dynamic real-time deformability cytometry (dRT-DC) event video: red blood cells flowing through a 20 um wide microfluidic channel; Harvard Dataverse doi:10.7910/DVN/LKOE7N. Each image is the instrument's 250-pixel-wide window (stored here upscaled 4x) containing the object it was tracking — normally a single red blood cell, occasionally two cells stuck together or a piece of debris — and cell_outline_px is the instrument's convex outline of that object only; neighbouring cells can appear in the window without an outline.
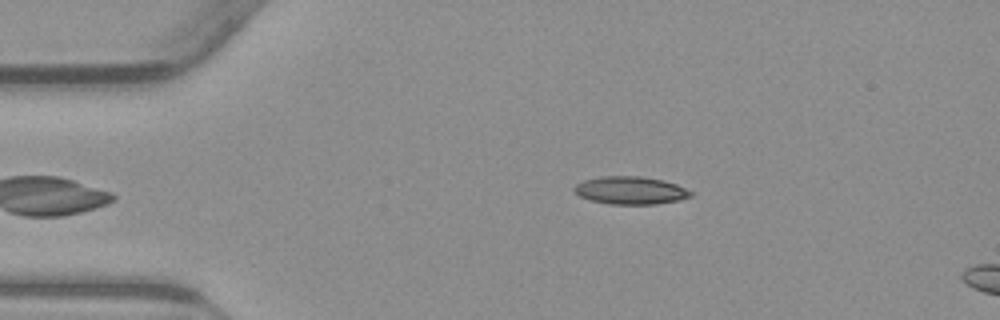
{"species": "common noctule bat (a hibernating species)", "species_latin": "Nyctalus noctula", "temperature_condition": "warm", "stored_images_in_passage": 7, "camera_frame_rate_fps": 3000, "um_per_image_px": 0.085, "animal": {"sex": "male", "body_mass_g": 23.1, "forearm_length_mm": 52.7}, "frame": {"image": 1, "passage_image": 3, "time_ms": 0.667, "image_size_px": [1000, 320], "cell_outline_px": [[692, 196], [680, 200], [656, 204], [608, 204], [592, 200], [580, 196], [572, 188], [576, 184], [584, 180], [600, 176], [640, 176], [664, 180], [676, 184], [692, 192]], "centroid_in_image_um": [53.59, 16.18], "position_along_channel_um": 31.4, "area_um2": 18.84}}